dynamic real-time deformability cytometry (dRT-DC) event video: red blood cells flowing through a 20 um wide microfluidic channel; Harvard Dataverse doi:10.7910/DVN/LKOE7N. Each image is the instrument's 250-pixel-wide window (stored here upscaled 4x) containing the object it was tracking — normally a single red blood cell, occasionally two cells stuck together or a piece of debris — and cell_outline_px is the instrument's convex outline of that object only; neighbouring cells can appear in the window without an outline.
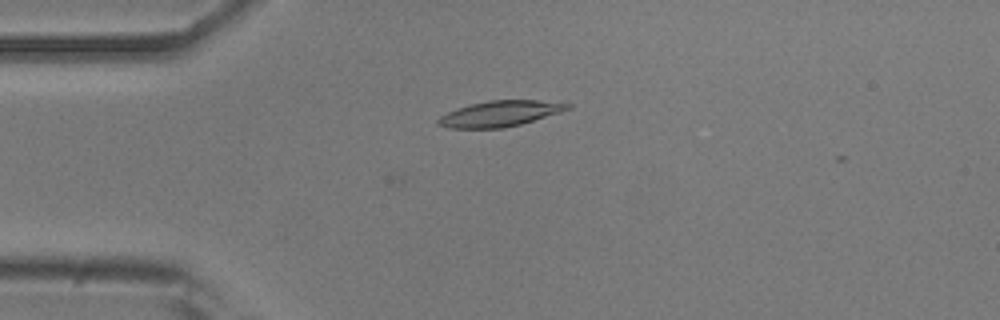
{"species": "common noctule bat (a hibernating species)", "species_latin": "Nyctalus noctula", "temperature_condition": "room temperature", "stored_images_in_passage": 39, "camera_frame_rate_fps": 3000, "um_per_image_px": 0.085, "animal": {"sex": "male", "body_mass_g": 20.5, "forearm_length_mm": 52.5}, "frame": {"image": 1, "passage_image": 1, "time_ms": 0.0, "image_size_px": [1000, 320], "cell_outline_px": [[572, 108], [560, 112], [520, 124], [504, 128], [448, 128], [436, 124], [436, 120], [440, 116], [456, 108], [488, 100], [536, 100], [572, 104]], "centroid_in_image_um": [42.46, 9.66], "position_along_channel_um": 42.5, "area_um2": 19.31}}
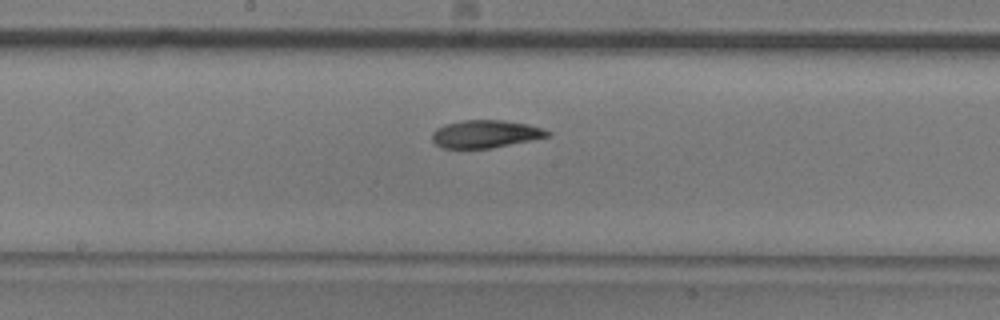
{"frame": {"image": 2, "passage_image": 16, "time_ms": 5.0, "image_size_px": [1000, 320], "cell_outline_px": [[552, 136], [492, 148], [440, 148], [432, 140], [432, 132], [436, 128], [444, 124], [464, 120], [500, 120], [528, 124], [544, 128], [552, 132]], "centroid_in_image_um": [41.29, 11.39], "position_along_channel_um": 206.9, "area_um2": 18.84}}
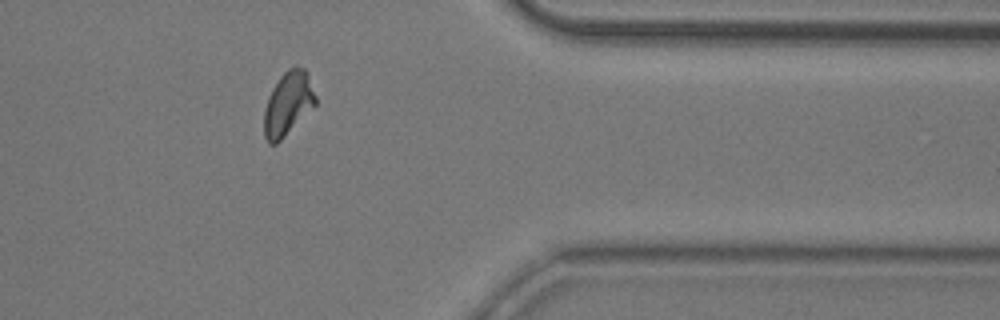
{"frame": {"image": 3, "passage_image": 32, "time_ms": 10.333, "image_size_px": [1000, 320], "cell_outline_px": [[316, 104], [276, 144], [268, 144], [264, 136], [264, 108], [268, 96], [272, 88], [280, 76], [288, 68], [296, 64], [304, 68], [308, 72], [316, 96]], "centroid_in_image_um": [24.47, 8.76], "position_along_channel_um": 386.9, "area_um2": 19.19}, "authors_computed_cell_mechanics": {"area_um2": 18.8428, "velocity_mm_per_s": 3.7008, "shape_relaxation_time_tau1_ms": 3.9929, "shape_relaxation_time_tau2_ms": 3.9869, "deformation_change_tau1": 0.1417, "deformation_change_tau2": 0.1017}}